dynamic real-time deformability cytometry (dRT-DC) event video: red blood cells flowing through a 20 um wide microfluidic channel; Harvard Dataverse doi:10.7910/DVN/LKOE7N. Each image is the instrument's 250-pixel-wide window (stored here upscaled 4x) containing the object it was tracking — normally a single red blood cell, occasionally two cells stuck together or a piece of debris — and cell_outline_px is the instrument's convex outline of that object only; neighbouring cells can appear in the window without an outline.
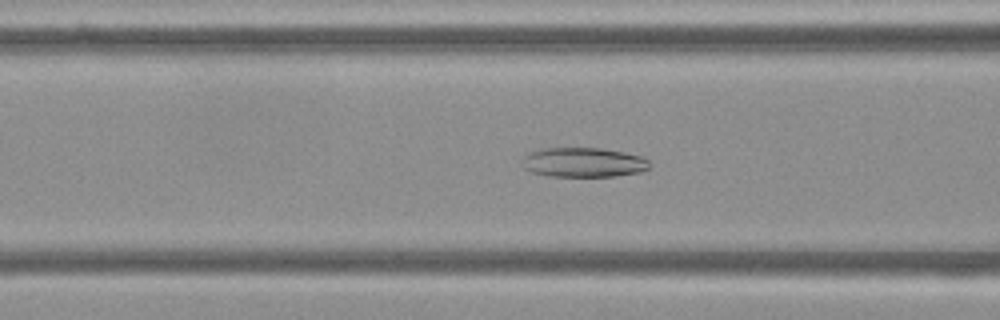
{"species": "Egyptian fruit bat (a non-hibernating species)", "species_latin": "Rousettus aegyptiacus", "temperature_condition": "cold", "stored_images_in_passage": 54, "camera_frame_rate_fps": 3000, "um_per_image_px": 0.085, "frame": {"image": 1, "passage_image": 21, "time_ms": 6.667, "image_size_px": [1000, 320], "cell_outline_px": [[648, 168], [640, 172], [616, 176], [548, 176], [532, 172], [524, 168], [520, 164], [524, 156], [528, 152], [540, 148], [600, 148], [624, 152], [644, 156], [648, 160]], "centroid_in_image_um": [49.56, 13.79], "position_along_channel_um": 117.0, "area_um2": 22.14}}
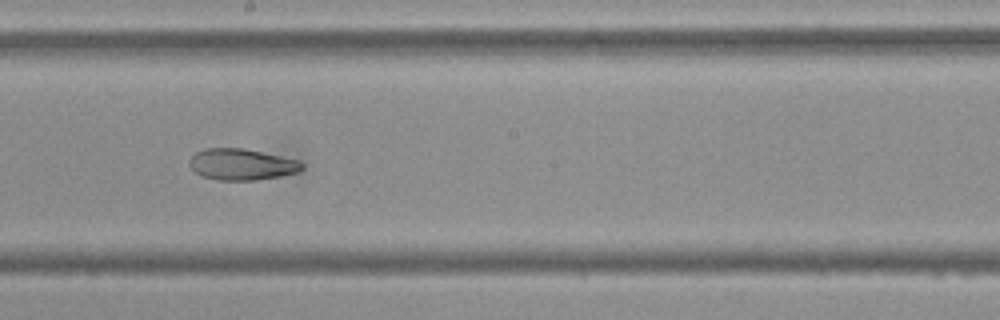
{"frame": {"image": 2, "passage_image": 30, "time_ms": 9.667, "image_size_px": [1000, 320], "cell_outline_px": [[304, 168], [296, 172], [280, 176], [256, 180], [220, 180], [204, 176], [196, 172], [188, 164], [188, 160], [196, 152], [204, 148], [244, 148], [300, 160], [304, 164]], "centroid_in_image_um": [20.56, 13.96], "position_along_channel_um": 227.6, "area_um2": 20.52}}
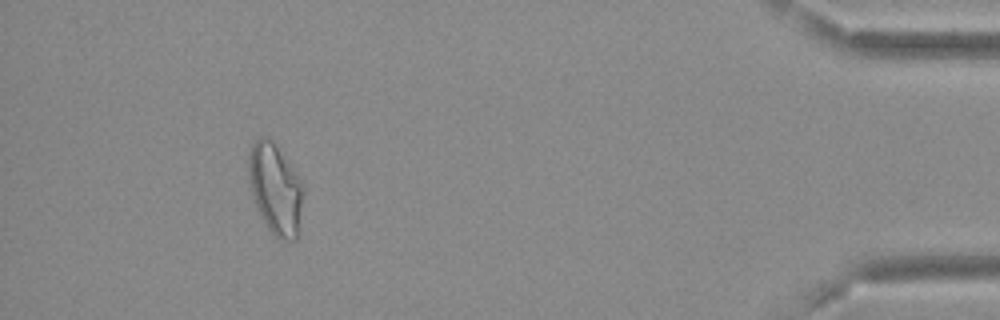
{"frame": {"image": 3, "passage_image": 50, "time_ms": 16.333, "image_size_px": [1000, 320], "cell_outline_px": [[304, 192], [296, 240], [280, 240], [268, 228], [252, 200], [248, 176], [248, 152], [252, 144], [260, 136], [268, 136], [272, 140], [300, 180], [304, 188]], "centroid_in_image_um": [23.37, 16.05], "position_along_channel_um": 411.8, "area_um2": 28.78}, "authors_computed_cell_mechanics": {"area_um2": 25.8077, "velocity_mm_per_s": 3.6821, "shape_relaxation_time_tau1_ms": null, "shape_relaxation_time_tau2_ms": 4.9718, "deformation_change_tau1": null, "deformation_change_tau2": 0.1052}}